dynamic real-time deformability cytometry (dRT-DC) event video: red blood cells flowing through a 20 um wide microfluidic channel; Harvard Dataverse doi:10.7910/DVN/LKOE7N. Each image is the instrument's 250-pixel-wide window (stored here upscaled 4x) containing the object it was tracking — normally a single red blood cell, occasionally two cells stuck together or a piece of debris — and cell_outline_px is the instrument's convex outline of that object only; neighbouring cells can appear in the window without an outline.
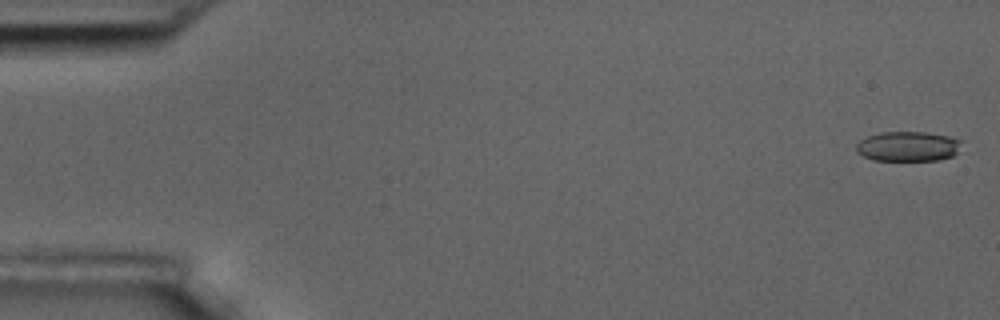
{"species": "common noctule bat (a hibernating species)", "species_latin": "Nyctalus noctula", "temperature_condition": "room temperature", "stored_images_in_passage": 11, "camera_frame_rate_fps": 3000, "um_per_image_px": 0.085, "animal": {"sex": "male", "body_mass_g": 17.5, "forearm_length_mm": 52.3}, "frame": {"image": 1, "passage_image": 1, "time_ms": 0.0, "image_size_px": [1000, 320], "cell_outline_px": [[960, 140], [956, 152], [952, 156], [940, 160], [872, 160], [856, 152], [856, 144], [860, 140], [868, 136], [880, 132], [924, 132], [948, 136]], "centroid_in_image_um": [77.12, 12.44], "position_along_channel_um": 7.9, "area_um2": 18.15}}
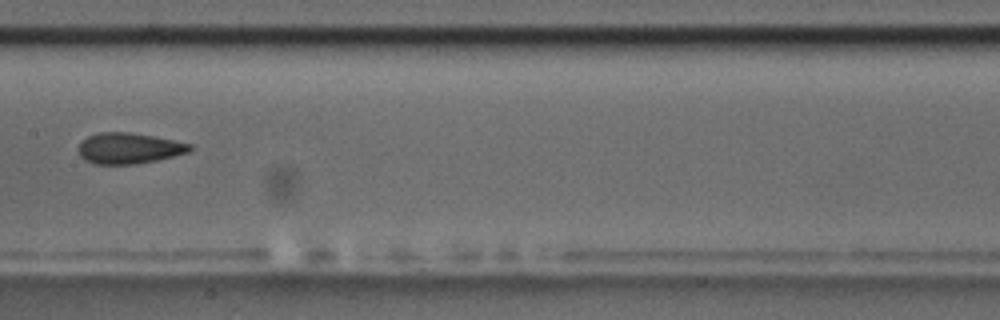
{"frame": {"image": 2, "passage_image": 8, "time_ms": 9.0, "image_size_px": [1000, 320], "cell_outline_px": [[192, 148], [188, 152], [156, 160], [136, 164], [96, 164], [84, 160], [80, 156], [76, 148], [88, 136], [100, 132], [128, 132], [152, 136], [192, 144]], "centroid_in_image_um": [10.91, 12.61], "position_along_channel_um": 196.5, "area_um2": 19.88}}
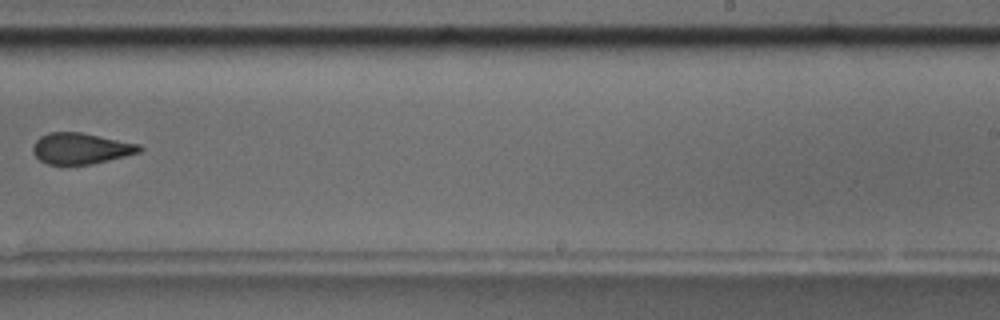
{"frame": {"image": 3, "passage_image": 10, "time_ms": 11.333, "image_size_px": [1000, 320], "cell_outline_px": [[144, 148], [140, 152], [92, 164], [48, 164], [40, 160], [32, 152], [32, 144], [40, 136], [48, 132], [80, 132], [140, 144]], "centroid_in_image_um": [6.85, 12.61], "position_along_channel_um": 282.2, "area_um2": 19.25}}